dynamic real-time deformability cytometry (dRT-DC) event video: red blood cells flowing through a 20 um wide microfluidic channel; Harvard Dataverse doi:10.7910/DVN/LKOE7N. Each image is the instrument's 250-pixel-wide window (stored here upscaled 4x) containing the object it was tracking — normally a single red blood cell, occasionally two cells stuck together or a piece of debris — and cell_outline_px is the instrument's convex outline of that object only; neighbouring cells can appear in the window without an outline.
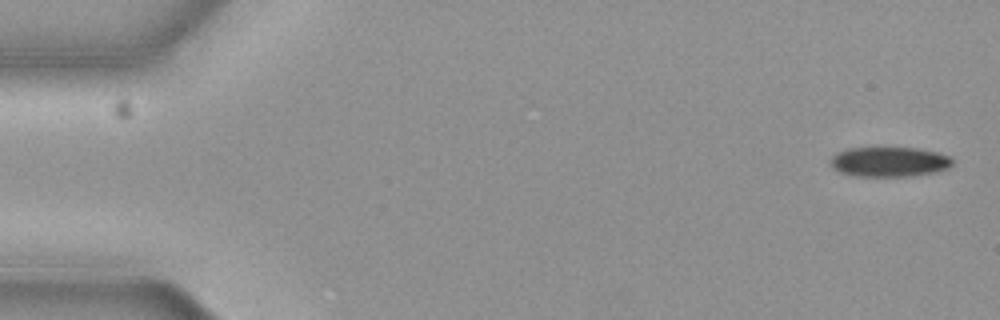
{"species": "common noctule bat (a hibernating species)", "species_latin": "Nyctalus noctula", "temperature_condition": "cold", "stored_images_in_passage": 51, "camera_frame_rate_fps": 3000, "um_per_image_px": 0.085, "animal": {"sex": "female", "body_mass_g": 19.3, "forearm_length_mm": 54.1}, "frame": {"image": 1, "passage_image": 1, "time_ms": 0.0, "image_size_px": [1000, 320], "cell_outline_px": [[952, 164], [948, 168], [936, 172], [912, 176], [848, 176], [836, 172], [828, 164], [828, 160], [836, 152], [848, 148], [920, 148], [952, 156]], "centroid_in_image_um": [75.52, 13.76], "position_along_channel_um": 9.5, "area_um2": 21.73}}
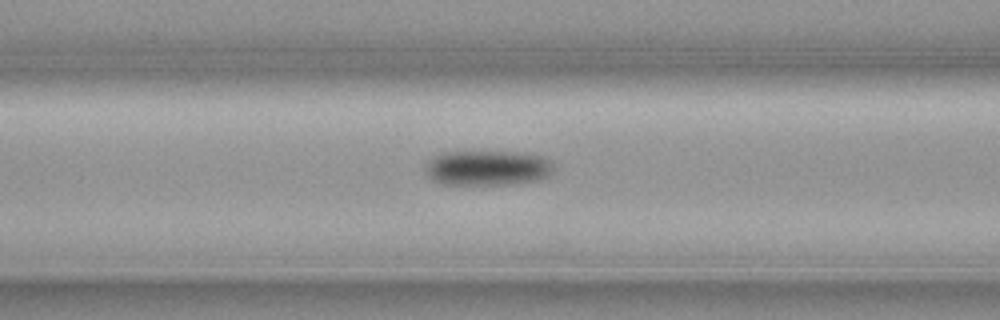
{"frame": {"image": 2, "passage_image": 22, "time_ms": 7.0, "image_size_px": [1000, 320], "cell_outline_px": [[552, 168], [548, 176], [540, 180], [512, 184], [440, 184], [432, 180], [424, 172], [424, 164], [432, 156], [440, 152], [520, 152], [544, 156], [552, 164]], "centroid_in_image_um": [41.37, 14.27], "position_along_channel_um": 125.2, "area_um2": 26.53}}
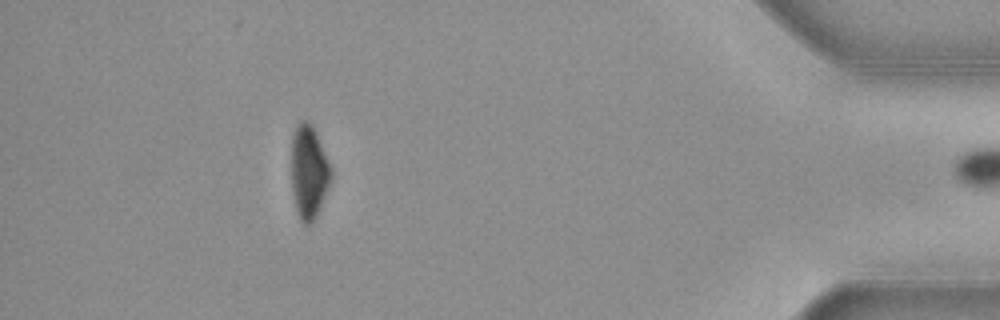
{"frame": {"image": 3, "passage_image": 50, "time_ms": 16.333, "image_size_px": [1000, 320], "cell_outline_px": [[332, 180], [316, 216], [308, 224], [304, 224], [300, 220], [296, 212], [292, 192], [292, 136], [300, 120], [308, 120], [312, 124], [316, 132], [332, 168]], "centroid_in_image_um": [26.26, 14.6], "position_along_channel_um": 408.9, "area_um2": 21.68}}